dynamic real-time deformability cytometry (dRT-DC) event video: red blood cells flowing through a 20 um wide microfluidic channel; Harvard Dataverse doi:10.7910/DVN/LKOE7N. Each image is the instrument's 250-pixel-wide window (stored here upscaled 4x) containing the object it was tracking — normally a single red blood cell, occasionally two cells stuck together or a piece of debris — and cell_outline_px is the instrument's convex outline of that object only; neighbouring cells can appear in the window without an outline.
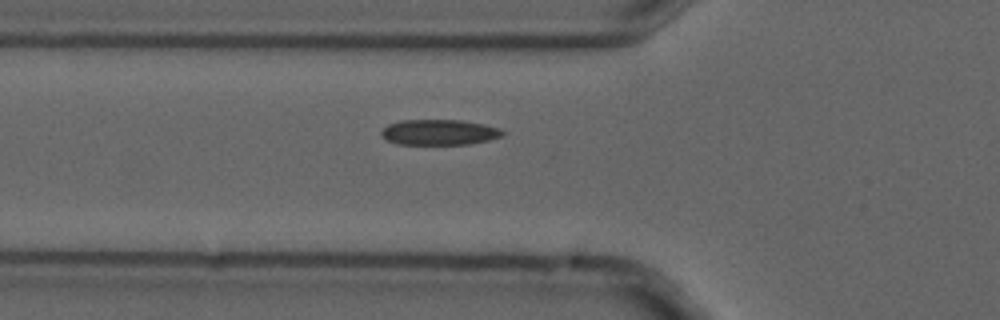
{"species": "common noctule bat (a hibernating species)", "species_latin": "Nyctalus noctula", "temperature_condition": "cold", "stored_images_in_passage": 6, "camera_frame_rate_fps": 3000, "um_per_image_px": 0.085, "animal": {"sex": "male", "forearm_length_mm": 52.5}, "frame": {"image": 1, "passage_image": 6, "time_ms": 1.667, "image_size_px": [1000, 320], "cell_outline_px": [[504, 136], [488, 140], [468, 144], [396, 144], [380, 136], [380, 132], [388, 124], [400, 120], [460, 120], [484, 124], [500, 128], [504, 132]], "centroid_in_image_um": [37.33, 11.24], "position_along_channel_um": 88.5, "area_um2": 18.09}}